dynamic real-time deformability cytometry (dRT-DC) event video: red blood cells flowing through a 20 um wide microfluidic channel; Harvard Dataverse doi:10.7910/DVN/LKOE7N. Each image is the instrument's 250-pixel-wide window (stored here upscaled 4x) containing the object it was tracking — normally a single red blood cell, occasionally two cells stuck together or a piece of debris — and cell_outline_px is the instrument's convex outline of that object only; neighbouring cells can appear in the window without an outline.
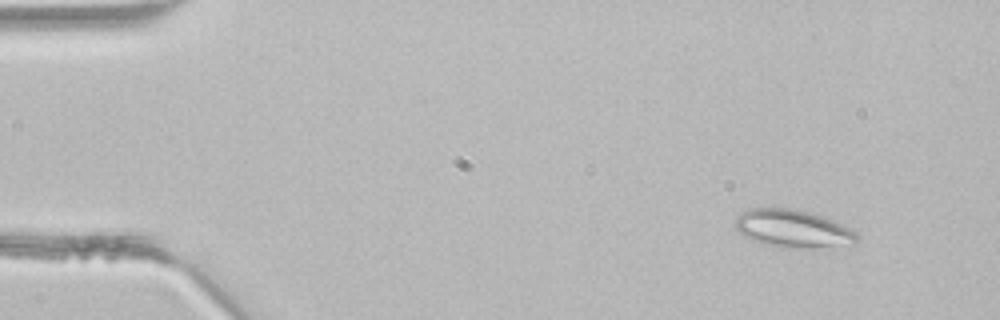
{"species": "common noctule bat (a hibernating species)", "species_latin": "Nyctalus noctula", "temperature_condition": "room temperature", "stored_images_in_passage": 3, "camera_frame_rate_fps": 3000, "um_per_image_px": 0.085, "animal": {"sex": "male", "body_mass_g": 21.5, "forearm_length_mm": 52.0}, "frame": {"image": 1, "passage_image": 1, "time_ms": 0.0, "image_size_px": [1000, 320], "cell_outline_px": [[860, 240], [852, 244], [796, 248], [780, 248], [764, 244], [744, 236], [732, 224], [736, 216], [740, 212], [748, 208], [788, 208], [808, 212], [832, 220], [856, 232], [860, 236]], "centroid_in_image_um": [67.33, 19.43], "position_along_channel_um": 17.7, "area_um2": 26.7}}